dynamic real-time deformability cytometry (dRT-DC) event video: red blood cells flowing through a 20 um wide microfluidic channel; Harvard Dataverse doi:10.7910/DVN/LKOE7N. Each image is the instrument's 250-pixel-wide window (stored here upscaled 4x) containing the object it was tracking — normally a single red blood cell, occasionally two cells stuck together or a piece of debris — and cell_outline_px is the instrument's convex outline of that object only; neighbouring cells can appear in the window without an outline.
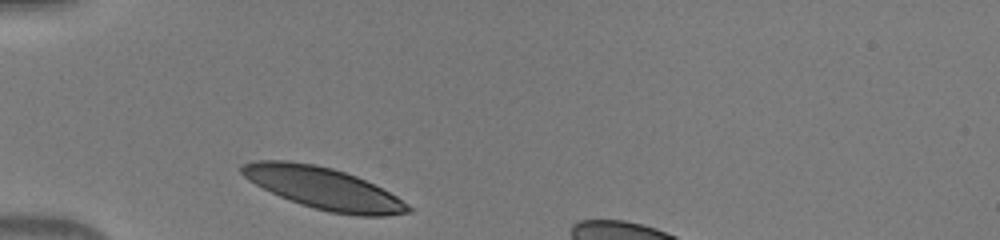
{"species": "human", "species_latin": "Homo sapiens", "temperature_condition": "warm", "stored_images_in_passage": 28, "camera_frame_rate_fps": 3000, "um_per_image_px": 0.085, "donor": {"sex": "male"}, "frame": {"image": 1, "passage_image": 1, "time_ms": 0.0, "image_size_px": [1000, 240], "cell_outline_px": [[412, 212], [384, 216], [356, 216], [332, 212], [300, 204], [280, 196], [248, 180], [240, 172], [240, 168], [244, 164], [256, 160], [288, 160], [312, 164], [332, 168], [356, 176], [396, 196], [408, 204], [412, 208]], "centroid_in_image_um": [27.5, 16.0], "position_along_channel_um": 57.5, "area_um2": 39.94}}
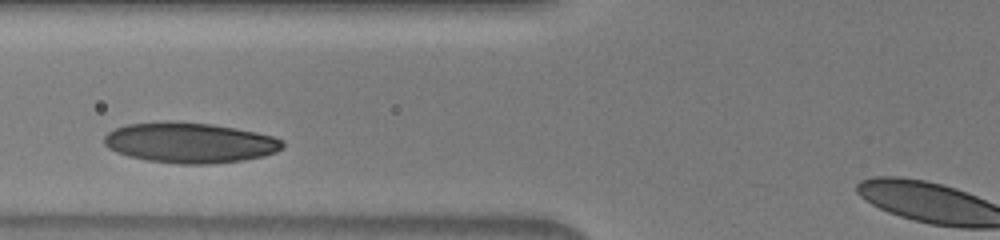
{"frame": {"image": 2, "passage_image": 6, "time_ms": 1.667, "image_size_px": [1000, 240], "cell_outline_px": [[284, 148], [276, 152], [264, 156], [244, 160], [212, 164], [180, 164], [148, 160], [128, 156], [116, 152], [108, 148], [104, 144], [104, 136], [108, 132], [124, 124], [168, 120], [172, 120], [212, 124], [236, 128], [256, 132], [272, 136], [284, 140]], "centroid_in_image_um": [16.13, 12.12], "position_along_channel_um": 109.7, "area_um2": 42.48}}
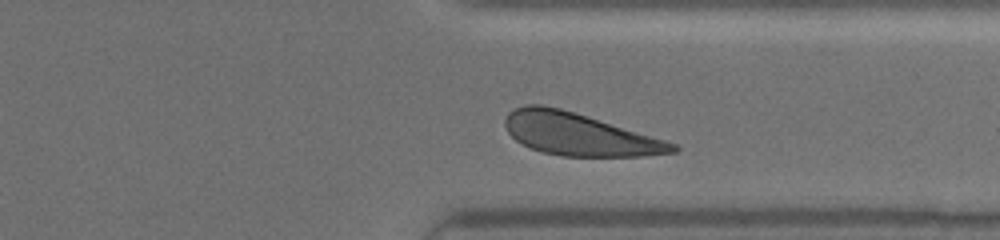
{"frame": {"image": 3, "passage_image": 25, "time_ms": 8.0, "image_size_px": [1000, 240], "cell_outline_px": [[680, 148], [676, 152], [648, 156], [560, 156], [544, 152], [532, 148], [516, 140], [508, 132], [504, 124], [504, 120], [508, 112], [524, 104], [540, 104], [560, 108], [664, 140], [676, 144]], "centroid_in_image_um": [49.19, 11.42], "position_along_channel_um": 362.2, "area_um2": 40.81}}